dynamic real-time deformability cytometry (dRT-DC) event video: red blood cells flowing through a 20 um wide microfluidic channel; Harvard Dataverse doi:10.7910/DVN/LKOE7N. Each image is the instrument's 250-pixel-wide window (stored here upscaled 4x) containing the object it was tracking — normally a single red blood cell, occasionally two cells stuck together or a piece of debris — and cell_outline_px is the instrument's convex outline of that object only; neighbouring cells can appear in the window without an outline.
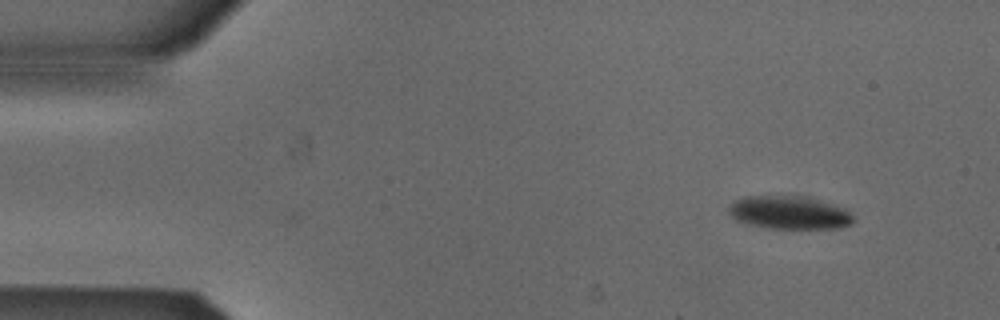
{"species": "Egyptian fruit bat (a non-hibernating species)", "species_latin": "Rousettus aegyptiacus", "temperature_condition": "cold", "stored_images_in_passage": 2, "camera_frame_rate_fps": 3000, "um_per_image_px": 0.085, "animal": {"sex": "male"}, "frame": {"image": 1, "passage_image": 2, "time_ms": 0.333, "image_size_px": [1000, 320], "cell_outline_px": [[856, 220], [852, 224], [840, 228], [772, 228], [752, 224], [736, 220], [728, 212], [728, 208], [736, 200], [744, 196], [784, 192], [808, 196], [836, 204], [848, 208], [856, 216]], "centroid_in_image_um": [67.18, 18.0], "position_along_channel_um": 17.8, "area_um2": 25.32}}